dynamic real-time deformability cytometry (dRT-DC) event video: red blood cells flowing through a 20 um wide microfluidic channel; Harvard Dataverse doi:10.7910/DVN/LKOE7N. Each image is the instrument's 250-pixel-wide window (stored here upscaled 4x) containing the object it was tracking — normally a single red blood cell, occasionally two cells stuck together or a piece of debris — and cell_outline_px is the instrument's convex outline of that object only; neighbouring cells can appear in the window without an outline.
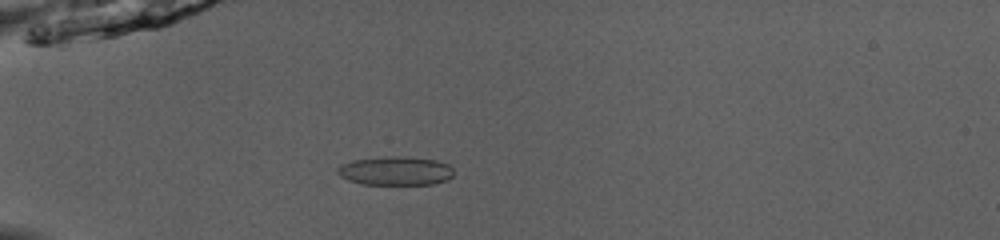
{"species": "common noctule bat (a hibernating species)", "species_latin": "Nyctalus noctula", "temperature_condition": "room temperature", "stored_images_in_passage": 51, "camera_frame_rate_fps": 3000, "um_per_image_px": 0.085, "animal": {"sex": "male", "body_mass_g": 13.0, "forearm_length_mm": 53.1}, "frame": {"image": 1, "passage_image": 16, "time_ms": 5.0, "image_size_px": [1000, 240], "cell_outline_px": [[452, 176], [448, 180], [432, 184], [364, 184], [348, 180], [340, 176], [336, 172], [336, 168], [352, 160], [392, 156], [396, 156], [436, 160], [448, 164], [452, 168]], "centroid_in_image_um": [33.61, 14.53], "position_along_channel_um": 51.4, "area_um2": 19.31}}
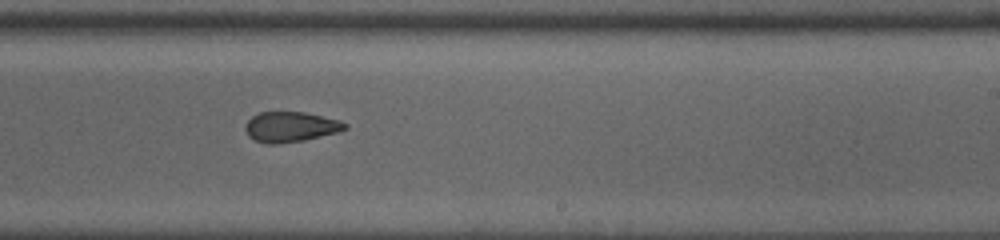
{"frame": {"image": 2, "passage_image": 33, "time_ms": 10.667, "image_size_px": [1000, 240], "cell_outline_px": [[348, 128], [336, 132], [304, 140], [280, 144], [268, 144], [256, 140], [248, 136], [244, 128], [248, 120], [252, 116], [260, 112], [304, 112], [340, 120], [348, 124]], "centroid_in_image_um": [24.69, 10.78], "position_along_channel_um": 264.3, "area_um2": 17.51}}
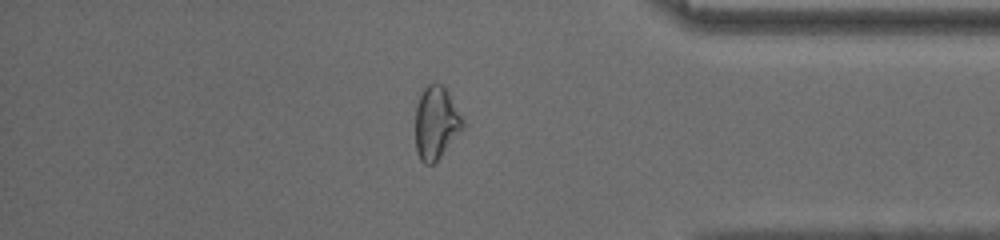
{"frame": {"image": 3, "passage_image": 44, "time_ms": 14.333, "image_size_px": [1000, 240], "cell_outline_px": [[464, 128], [440, 156], [432, 164], [424, 164], [420, 160], [416, 152], [416, 108], [420, 96], [424, 88], [428, 84], [440, 84], [448, 92], [464, 120]], "centroid_in_image_um": [37.06, 10.46], "position_along_channel_um": 398.1, "area_um2": 19.83}, "authors_computed_cell_mechanics": {"area_um2": 19.652, "velocity_mm_per_s": 4.068, "shape_relaxation_time_tau1_ms": null, "shape_relaxation_time_tau2_ms": 1.6479, "deformation_change_tau1": null, "deformation_change_tau2": 0.0665}}